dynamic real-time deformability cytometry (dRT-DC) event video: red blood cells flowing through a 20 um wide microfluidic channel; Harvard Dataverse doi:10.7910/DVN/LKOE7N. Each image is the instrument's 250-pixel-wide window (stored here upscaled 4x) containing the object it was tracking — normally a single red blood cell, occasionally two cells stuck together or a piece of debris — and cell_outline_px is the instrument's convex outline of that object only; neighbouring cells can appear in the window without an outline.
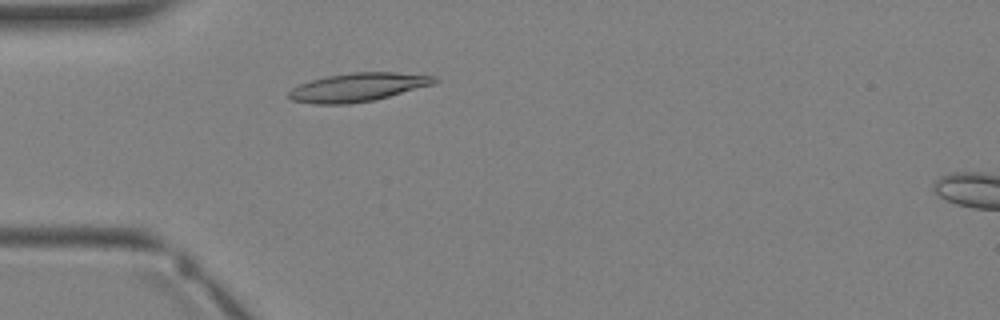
{"species": "Egyptian fruit bat (a non-hibernating species)", "species_latin": "Rousettus aegyptiacus", "temperature_condition": "warm", "stored_images_in_passage": 3, "camera_frame_rate_fps": 3000, "um_per_image_px": 0.085, "animal": {"sex": "female"}, "frame": {"image": 1, "passage_image": 2, "time_ms": 1.0, "image_size_px": [1000, 320], "cell_outline_px": [[440, 80], [432, 84], [376, 100], [348, 104], [312, 104], [292, 100], [288, 96], [288, 92], [292, 88], [300, 84], [312, 80], [328, 76], [352, 72], [392, 72], [436, 76]], "centroid_in_image_um": [30.41, 7.42], "position_along_channel_um": 54.6, "area_um2": 24.1}}